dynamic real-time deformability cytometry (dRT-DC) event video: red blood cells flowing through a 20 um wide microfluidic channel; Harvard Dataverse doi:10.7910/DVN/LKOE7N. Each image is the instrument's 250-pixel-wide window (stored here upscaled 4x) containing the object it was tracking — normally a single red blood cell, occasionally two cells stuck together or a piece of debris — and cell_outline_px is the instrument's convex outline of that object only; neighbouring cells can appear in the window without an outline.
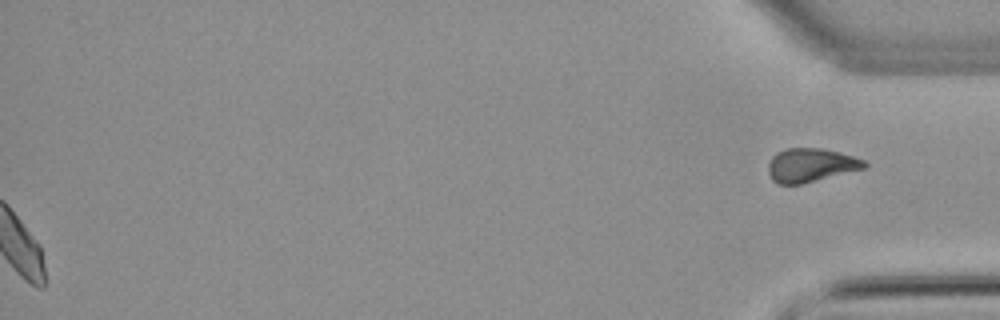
{"species": "common noctule bat (a hibernating species)", "species_latin": "Nyctalus noctula", "temperature_condition": "warm", "stored_images_in_passage": 38, "segment_of_instrument_passage": [2, 2], "camera_frame_rate_fps": 3000, "um_per_image_px": 0.085, "animal": {"sex": "male", "body_mass_g": 21.5, "forearm_length_mm": 52.0}, "frame": {"image": 1, "passage_image": 38, "time_ms": 12.333, "image_size_px": [1000, 320], "cell_outline_px": [[868, 168], [800, 184], [780, 184], [772, 180], [768, 172], [768, 164], [772, 156], [776, 152], [784, 148], [820, 148], [852, 156], [864, 160], [868, 164]], "centroid_in_image_um": [68.91, 14.04], "position_along_channel_um": 366.3, "area_um2": 18.9}}